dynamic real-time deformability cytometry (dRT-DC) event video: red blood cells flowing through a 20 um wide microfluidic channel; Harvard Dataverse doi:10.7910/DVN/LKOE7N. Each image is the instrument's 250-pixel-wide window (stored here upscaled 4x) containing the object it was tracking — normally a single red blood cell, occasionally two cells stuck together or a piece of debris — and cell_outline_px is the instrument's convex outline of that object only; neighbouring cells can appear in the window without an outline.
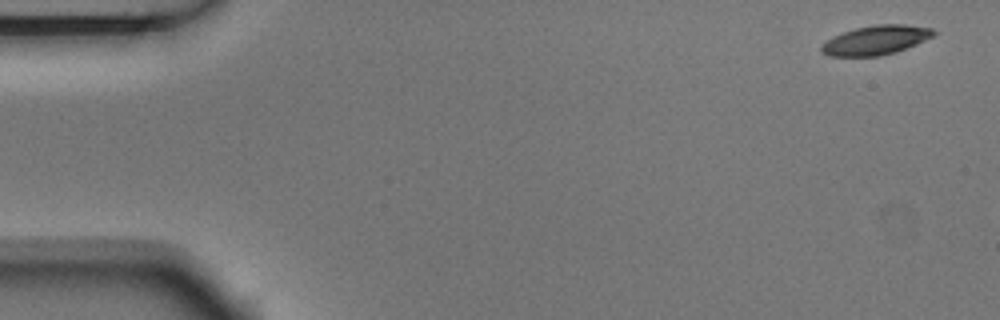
{"species": "Egyptian fruit bat (a non-hibernating species)", "species_latin": "Rousettus aegyptiacus", "temperature_condition": "room temperature", "stored_images_in_passage": 3, "camera_frame_rate_fps": 3000, "um_per_image_px": 0.085, "animal": {"sex": "male"}, "frame": {"image": 1, "passage_image": 1, "time_ms": 0.0, "image_size_px": [1000, 320], "cell_outline_px": [[936, 32], [932, 36], [916, 44], [896, 52], [880, 56], [832, 56], [820, 52], [820, 48], [832, 36], [856, 28], [876, 24], [904, 24], [932, 28]], "centroid_in_image_um": [74.45, 3.41], "position_along_channel_um": 10.6, "area_um2": 18.96}}